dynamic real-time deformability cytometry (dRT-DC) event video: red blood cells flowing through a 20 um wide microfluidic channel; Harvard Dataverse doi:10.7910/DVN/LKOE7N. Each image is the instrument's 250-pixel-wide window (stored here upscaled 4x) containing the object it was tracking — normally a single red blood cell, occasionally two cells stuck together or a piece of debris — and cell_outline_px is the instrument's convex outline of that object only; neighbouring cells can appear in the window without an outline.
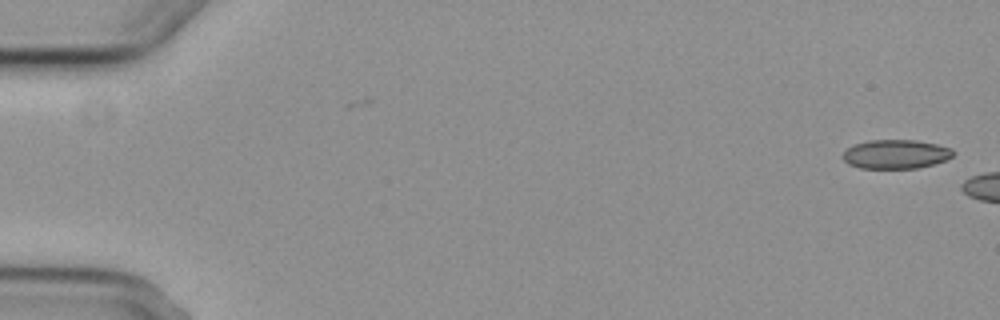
{"species": "common noctule bat (a hibernating species)", "species_latin": "Nyctalus noctula", "temperature_condition": "cold", "stored_images_in_passage": 2, "camera_frame_rate_fps": 3000, "um_per_image_px": 0.085, "animal": {"sex": "female", "body_mass_g": 29.2, "forearm_length_mm": 56.3}, "frame": {"image": 1, "passage_image": 2, "time_ms": 1.333, "image_size_px": [1000, 320], "cell_outline_px": [[956, 152], [952, 156], [944, 160], [932, 164], [916, 168], [860, 168], [848, 164], [840, 156], [848, 148], [856, 144], [868, 140], [916, 140], [936, 144], [952, 148]], "centroid_in_image_um": [76.13, 13.1], "position_along_channel_um": 8.9, "area_um2": 18.61}}